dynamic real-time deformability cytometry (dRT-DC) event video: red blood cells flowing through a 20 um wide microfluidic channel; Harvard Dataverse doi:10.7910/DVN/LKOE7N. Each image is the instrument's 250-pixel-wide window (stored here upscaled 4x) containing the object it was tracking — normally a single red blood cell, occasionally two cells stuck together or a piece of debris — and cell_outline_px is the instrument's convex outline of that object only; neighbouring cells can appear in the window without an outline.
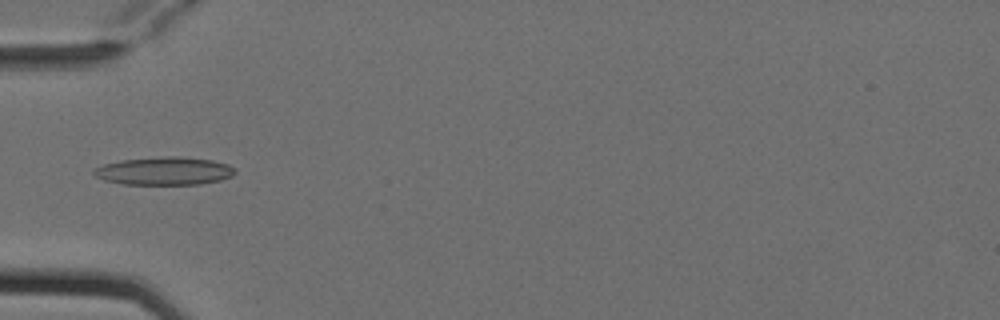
{"species": "Egyptian fruit bat (a non-hibernating species)", "species_latin": "Rousettus aegyptiacus", "temperature_condition": "cold", "stored_images_in_passage": 6, "camera_frame_rate_fps": 3000, "um_per_image_px": 0.085, "animal": {"sex": "female"}, "frame": {"image": 1, "passage_image": 6, "time_ms": 1.667, "image_size_px": [1000, 320], "cell_outline_px": [[236, 172], [232, 176], [220, 180], [200, 184], [124, 184], [104, 180], [96, 176], [92, 172], [96, 168], [104, 164], [124, 160], [164, 156], [176, 156], [212, 160], [228, 164], [236, 168]], "centroid_in_image_um": [14.01, 14.53], "position_along_channel_um": 71.0, "area_um2": 22.89}}